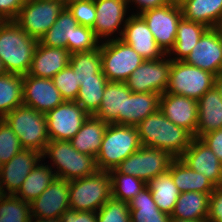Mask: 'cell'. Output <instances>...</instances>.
I'll return each mask as SVG.
<instances>
[{"label":"cell","mask_w":222,"mask_h":222,"mask_svg":"<svg viewBox=\"0 0 222 222\" xmlns=\"http://www.w3.org/2000/svg\"><path fill=\"white\" fill-rule=\"evenodd\" d=\"M136 128L141 146L168 151L174 158H179L194 138L188 130L168 120L160 109L147 116Z\"/></svg>","instance_id":"1"},{"label":"cell","mask_w":222,"mask_h":222,"mask_svg":"<svg viewBox=\"0 0 222 222\" xmlns=\"http://www.w3.org/2000/svg\"><path fill=\"white\" fill-rule=\"evenodd\" d=\"M37 43L15 21H0V59L7 73L27 75Z\"/></svg>","instance_id":"2"},{"label":"cell","mask_w":222,"mask_h":222,"mask_svg":"<svg viewBox=\"0 0 222 222\" xmlns=\"http://www.w3.org/2000/svg\"><path fill=\"white\" fill-rule=\"evenodd\" d=\"M46 157L55 176L66 181L83 178L99 170L96 157L80 153L70 141L50 140L42 153V159L46 160Z\"/></svg>","instance_id":"3"},{"label":"cell","mask_w":222,"mask_h":222,"mask_svg":"<svg viewBox=\"0 0 222 222\" xmlns=\"http://www.w3.org/2000/svg\"><path fill=\"white\" fill-rule=\"evenodd\" d=\"M141 147L136 126L111 123L103 136L96 156L99 170L109 172L115 169L129 155Z\"/></svg>","instance_id":"4"},{"label":"cell","mask_w":222,"mask_h":222,"mask_svg":"<svg viewBox=\"0 0 222 222\" xmlns=\"http://www.w3.org/2000/svg\"><path fill=\"white\" fill-rule=\"evenodd\" d=\"M112 198V180L107 171L69 181L70 210L97 212Z\"/></svg>","instance_id":"5"},{"label":"cell","mask_w":222,"mask_h":222,"mask_svg":"<svg viewBox=\"0 0 222 222\" xmlns=\"http://www.w3.org/2000/svg\"><path fill=\"white\" fill-rule=\"evenodd\" d=\"M3 119L16 133L24 149L37 150L41 154L44 152L50 141L44 113L21 105L9 112Z\"/></svg>","instance_id":"6"},{"label":"cell","mask_w":222,"mask_h":222,"mask_svg":"<svg viewBox=\"0 0 222 222\" xmlns=\"http://www.w3.org/2000/svg\"><path fill=\"white\" fill-rule=\"evenodd\" d=\"M102 72L108 81L125 82L145 59L121 39L100 42Z\"/></svg>","instance_id":"7"},{"label":"cell","mask_w":222,"mask_h":222,"mask_svg":"<svg viewBox=\"0 0 222 222\" xmlns=\"http://www.w3.org/2000/svg\"><path fill=\"white\" fill-rule=\"evenodd\" d=\"M216 76L201 68L186 64L184 61L171 62V70L166 89L167 93L199 100L215 86Z\"/></svg>","instance_id":"8"},{"label":"cell","mask_w":222,"mask_h":222,"mask_svg":"<svg viewBox=\"0 0 222 222\" xmlns=\"http://www.w3.org/2000/svg\"><path fill=\"white\" fill-rule=\"evenodd\" d=\"M65 7L66 0H26L14 21L39 41Z\"/></svg>","instance_id":"9"},{"label":"cell","mask_w":222,"mask_h":222,"mask_svg":"<svg viewBox=\"0 0 222 222\" xmlns=\"http://www.w3.org/2000/svg\"><path fill=\"white\" fill-rule=\"evenodd\" d=\"M174 159L168 151L141 146L115 169L119 173L132 175L148 183L156 176L168 172Z\"/></svg>","instance_id":"10"},{"label":"cell","mask_w":222,"mask_h":222,"mask_svg":"<svg viewBox=\"0 0 222 222\" xmlns=\"http://www.w3.org/2000/svg\"><path fill=\"white\" fill-rule=\"evenodd\" d=\"M140 16L153 33L157 45L168 54L175 45L178 24L183 18L180 4L172 0L169 4L147 10Z\"/></svg>","instance_id":"11"},{"label":"cell","mask_w":222,"mask_h":222,"mask_svg":"<svg viewBox=\"0 0 222 222\" xmlns=\"http://www.w3.org/2000/svg\"><path fill=\"white\" fill-rule=\"evenodd\" d=\"M94 3L96 20L92 29L96 38L100 42L120 39L132 10L127 0H94Z\"/></svg>","instance_id":"12"},{"label":"cell","mask_w":222,"mask_h":222,"mask_svg":"<svg viewBox=\"0 0 222 222\" xmlns=\"http://www.w3.org/2000/svg\"><path fill=\"white\" fill-rule=\"evenodd\" d=\"M172 60L165 54L160 59L145 60L125 81L127 87L135 93L166 92Z\"/></svg>","instance_id":"13"},{"label":"cell","mask_w":222,"mask_h":222,"mask_svg":"<svg viewBox=\"0 0 222 222\" xmlns=\"http://www.w3.org/2000/svg\"><path fill=\"white\" fill-rule=\"evenodd\" d=\"M45 116L49 139L70 141L89 114L75 101H64Z\"/></svg>","instance_id":"14"},{"label":"cell","mask_w":222,"mask_h":222,"mask_svg":"<svg viewBox=\"0 0 222 222\" xmlns=\"http://www.w3.org/2000/svg\"><path fill=\"white\" fill-rule=\"evenodd\" d=\"M188 65L214 74L222 73V31L220 27L208 28L186 57Z\"/></svg>","instance_id":"15"},{"label":"cell","mask_w":222,"mask_h":222,"mask_svg":"<svg viewBox=\"0 0 222 222\" xmlns=\"http://www.w3.org/2000/svg\"><path fill=\"white\" fill-rule=\"evenodd\" d=\"M29 205L31 218H61L64 212L70 210L69 181L55 177Z\"/></svg>","instance_id":"16"},{"label":"cell","mask_w":222,"mask_h":222,"mask_svg":"<svg viewBox=\"0 0 222 222\" xmlns=\"http://www.w3.org/2000/svg\"><path fill=\"white\" fill-rule=\"evenodd\" d=\"M64 101L52 79L23 76V105L46 114Z\"/></svg>","instance_id":"17"},{"label":"cell","mask_w":222,"mask_h":222,"mask_svg":"<svg viewBox=\"0 0 222 222\" xmlns=\"http://www.w3.org/2000/svg\"><path fill=\"white\" fill-rule=\"evenodd\" d=\"M189 168L202 173L215 186H222V163L200 138L194 137L179 157Z\"/></svg>","instance_id":"18"},{"label":"cell","mask_w":222,"mask_h":222,"mask_svg":"<svg viewBox=\"0 0 222 222\" xmlns=\"http://www.w3.org/2000/svg\"><path fill=\"white\" fill-rule=\"evenodd\" d=\"M42 159L37 150L23 149L0 169V184L6 195H15L35 165Z\"/></svg>","instance_id":"19"},{"label":"cell","mask_w":222,"mask_h":222,"mask_svg":"<svg viewBox=\"0 0 222 222\" xmlns=\"http://www.w3.org/2000/svg\"><path fill=\"white\" fill-rule=\"evenodd\" d=\"M120 39L130 45L145 60H156L165 55L140 15L131 14L129 16Z\"/></svg>","instance_id":"20"},{"label":"cell","mask_w":222,"mask_h":222,"mask_svg":"<svg viewBox=\"0 0 222 222\" xmlns=\"http://www.w3.org/2000/svg\"><path fill=\"white\" fill-rule=\"evenodd\" d=\"M160 111L175 125L185 128L196 137L198 101L172 93L160 96Z\"/></svg>","instance_id":"21"},{"label":"cell","mask_w":222,"mask_h":222,"mask_svg":"<svg viewBox=\"0 0 222 222\" xmlns=\"http://www.w3.org/2000/svg\"><path fill=\"white\" fill-rule=\"evenodd\" d=\"M70 55L66 48L45 46L38 41L27 74L52 79L53 76L69 65Z\"/></svg>","instance_id":"22"},{"label":"cell","mask_w":222,"mask_h":222,"mask_svg":"<svg viewBox=\"0 0 222 222\" xmlns=\"http://www.w3.org/2000/svg\"><path fill=\"white\" fill-rule=\"evenodd\" d=\"M131 93L125 82L108 81L100 107L94 116L108 124H123L125 95Z\"/></svg>","instance_id":"23"},{"label":"cell","mask_w":222,"mask_h":222,"mask_svg":"<svg viewBox=\"0 0 222 222\" xmlns=\"http://www.w3.org/2000/svg\"><path fill=\"white\" fill-rule=\"evenodd\" d=\"M222 128V97L214 86L198 100L196 138Z\"/></svg>","instance_id":"24"},{"label":"cell","mask_w":222,"mask_h":222,"mask_svg":"<svg viewBox=\"0 0 222 222\" xmlns=\"http://www.w3.org/2000/svg\"><path fill=\"white\" fill-rule=\"evenodd\" d=\"M179 4L186 20L204 24L208 28L222 24V0H181Z\"/></svg>","instance_id":"25"},{"label":"cell","mask_w":222,"mask_h":222,"mask_svg":"<svg viewBox=\"0 0 222 222\" xmlns=\"http://www.w3.org/2000/svg\"><path fill=\"white\" fill-rule=\"evenodd\" d=\"M159 93L145 92L125 95L123 125L137 126L147 116L159 110Z\"/></svg>","instance_id":"26"},{"label":"cell","mask_w":222,"mask_h":222,"mask_svg":"<svg viewBox=\"0 0 222 222\" xmlns=\"http://www.w3.org/2000/svg\"><path fill=\"white\" fill-rule=\"evenodd\" d=\"M107 127L108 123L94 115H89L70 142L80 153L96 157Z\"/></svg>","instance_id":"27"},{"label":"cell","mask_w":222,"mask_h":222,"mask_svg":"<svg viewBox=\"0 0 222 222\" xmlns=\"http://www.w3.org/2000/svg\"><path fill=\"white\" fill-rule=\"evenodd\" d=\"M180 193L199 192L211 193L215 186L202 173L189 168L180 158H175L168 171Z\"/></svg>","instance_id":"28"},{"label":"cell","mask_w":222,"mask_h":222,"mask_svg":"<svg viewBox=\"0 0 222 222\" xmlns=\"http://www.w3.org/2000/svg\"><path fill=\"white\" fill-rule=\"evenodd\" d=\"M207 29L204 24L182 18L178 24L175 45L168 57L173 61H184Z\"/></svg>","instance_id":"29"},{"label":"cell","mask_w":222,"mask_h":222,"mask_svg":"<svg viewBox=\"0 0 222 222\" xmlns=\"http://www.w3.org/2000/svg\"><path fill=\"white\" fill-rule=\"evenodd\" d=\"M44 161L45 160L41 159L31 170L15 194L16 197L30 204L39 197L55 179L56 176L53 169Z\"/></svg>","instance_id":"30"},{"label":"cell","mask_w":222,"mask_h":222,"mask_svg":"<svg viewBox=\"0 0 222 222\" xmlns=\"http://www.w3.org/2000/svg\"><path fill=\"white\" fill-rule=\"evenodd\" d=\"M210 194L194 191L180 193L170 217L184 220L208 219Z\"/></svg>","instance_id":"31"},{"label":"cell","mask_w":222,"mask_h":222,"mask_svg":"<svg viewBox=\"0 0 222 222\" xmlns=\"http://www.w3.org/2000/svg\"><path fill=\"white\" fill-rule=\"evenodd\" d=\"M128 205L131 222H170V215L158 209L148 186L134 196Z\"/></svg>","instance_id":"32"},{"label":"cell","mask_w":222,"mask_h":222,"mask_svg":"<svg viewBox=\"0 0 222 222\" xmlns=\"http://www.w3.org/2000/svg\"><path fill=\"white\" fill-rule=\"evenodd\" d=\"M147 186L151 190L152 198L158 209L171 216L180 195L172 175L169 172L158 175L150 180Z\"/></svg>","instance_id":"33"},{"label":"cell","mask_w":222,"mask_h":222,"mask_svg":"<svg viewBox=\"0 0 222 222\" xmlns=\"http://www.w3.org/2000/svg\"><path fill=\"white\" fill-rule=\"evenodd\" d=\"M78 25L73 14L65 7L58 15L56 22L40 38L39 42L45 46L67 49V41H72L74 29Z\"/></svg>","instance_id":"34"},{"label":"cell","mask_w":222,"mask_h":222,"mask_svg":"<svg viewBox=\"0 0 222 222\" xmlns=\"http://www.w3.org/2000/svg\"><path fill=\"white\" fill-rule=\"evenodd\" d=\"M23 105V75H0V119Z\"/></svg>","instance_id":"35"},{"label":"cell","mask_w":222,"mask_h":222,"mask_svg":"<svg viewBox=\"0 0 222 222\" xmlns=\"http://www.w3.org/2000/svg\"><path fill=\"white\" fill-rule=\"evenodd\" d=\"M108 83L101 71L96 79L80 81V88L75 100L89 115H94L100 107L105 87Z\"/></svg>","instance_id":"36"},{"label":"cell","mask_w":222,"mask_h":222,"mask_svg":"<svg viewBox=\"0 0 222 222\" xmlns=\"http://www.w3.org/2000/svg\"><path fill=\"white\" fill-rule=\"evenodd\" d=\"M69 65L76 72L79 83L82 80L96 79V74L102 71L100 45L91 51L71 54Z\"/></svg>","instance_id":"37"},{"label":"cell","mask_w":222,"mask_h":222,"mask_svg":"<svg viewBox=\"0 0 222 222\" xmlns=\"http://www.w3.org/2000/svg\"><path fill=\"white\" fill-rule=\"evenodd\" d=\"M112 180V198L129 202L147 183L132 175L119 173L116 169L109 171Z\"/></svg>","instance_id":"38"},{"label":"cell","mask_w":222,"mask_h":222,"mask_svg":"<svg viewBox=\"0 0 222 222\" xmlns=\"http://www.w3.org/2000/svg\"><path fill=\"white\" fill-rule=\"evenodd\" d=\"M30 205L15 195L0 200V222H30Z\"/></svg>","instance_id":"39"},{"label":"cell","mask_w":222,"mask_h":222,"mask_svg":"<svg viewBox=\"0 0 222 222\" xmlns=\"http://www.w3.org/2000/svg\"><path fill=\"white\" fill-rule=\"evenodd\" d=\"M52 81L65 101L76 100L80 83L78 82L76 72L73 71L70 65L53 76Z\"/></svg>","instance_id":"40"},{"label":"cell","mask_w":222,"mask_h":222,"mask_svg":"<svg viewBox=\"0 0 222 222\" xmlns=\"http://www.w3.org/2000/svg\"><path fill=\"white\" fill-rule=\"evenodd\" d=\"M96 222H131L127 202L109 199L97 212Z\"/></svg>","instance_id":"41"},{"label":"cell","mask_w":222,"mask_h":222,"mask_svg":"<svg viewBox=\"0 0 222 222\" xmlns=\"http://www.w3.org/2000/svg\"><path fill=\"white\" fill-rule=\"evenodd\" d=\"M22 147L18 136L6 123L0 119V161L2 164L7 163L17 153L21 152Z\"/></svg>","instance_id":"42"},{"label":"cell","mask_w":222,"mask_h":222,"mask_svg":"<svg viewBox=\"0 0 222 222\" xmlns=\"http://www.w3.org/2000/svg\"><path fill=\"white\" fill-rule=\"evenodd\" d=\"M100 41L90 27L78 25L73 32L72 41H67V50L70 54L91 51L96 49Z\"/></svg>","instance_id":"43"},{"label":"cell","mask_w":222,"mask_h":222,"mask_svg":"<svg viewBox=\"0 0 222 222\" xmlns=\"http://www.w3.org/2000/svg\"><path fill=\"white\" fill-rule=\"evenodd\" d=\"M66 7L73 14V17L79 25L93 28L96 20L94 1L66 0Z\"/></svg>","instance_id":"44"},{"label":"cell","mask_w":222,"mask_h":222,"mask_svg":"<svg viewBox=\"0 0 222 222\" xmlns=\"http://www.w3.org/2000/svg\"><path fill=\"white\" fill-rule=\"evenodd\" d=\"M208 222H222V186L215 187L209 196Z\"/></svg>","instance_id":"45"},{"label":"cell","mask_w":222,"mask_h":222,"mask_svg":"<svg viewBox=\"0 0 222 222\" xmlns=\"http://www.w3.org/2000/svg\"><path fill=\"white\" fill-rule=\"evenodd\" d=\"M26 0H0V21H14Z\"/></svg>","instance_id":"46"},{"label":"cell","mask_w":222,"mask_h":222,"mask_svg":"<svg viewBox=\"0 0 222 222\" xmlns=\"http://www.w3.org/2000/svg\"><path fill=\"white\" fill-rule=\"evenodd\" d=\"M172 0H127L128 6L133 5L134 9L131 14L140 15L147 10L162 7L169 4ZM136 10V12H134Z\"/></svg>","instance_id":"47"},{"label":"cell","mask_w":222,"mask_h":222,"mask_svg":"<svg viewBox=\"0 0 222 222\" xmlns=\"http://www.w3.org/2000/svg\"><path fill=\"white\" fill-rule=\"evenodd\" d=\"M200 139L208 145L222 163V128L204 134Z\"/></svg>","instance_id":"48"},{"label":"cell","mask_w":222,"mask_h":222,"mask_svg":"<svg viewBox=\"0 0 222 222\" xmlns=\"http://www.w3.org/2000/svg\"><path fill=\"white\" fill-rule=\"evenodd\" d=\"M61 222H96V212L69 210L62 214Z\"/></svg>","instance_id":"49"},{"label":"cell","mask_w":222,"mask_h":222,"mask_svg":"<svg viewBox=\"0 0 222 222\" xmlns=\"http://www.w3.org/2000/svg\"><path fill=\"white\" fill-rule=\"evenodd\" d=\"M30 222H61L60 218H31Z\"/></svg>","instance_id":"50"},{"label":"cell","mask_w":222,"mask_h":222,"mask_svg":"<svg viewBox=\"0 0 222 222\" xmlns=\"http://www.w3.org/2000/svg\"><path fill=\"white\" fill-rule=\"evenodd\" d=\"M215 87L219 91L221 97H222V73L219 74L215 79Z\"/></svg>","instance_id":"51"},{"label":"cell","mask_w":222,"mask_h":222,"mask_svg":"<svg viewBox=\"0 0 222 222\" xmlns=\"http://www.w3.org/2000/svg\"><path fill=\"white\" fill-rule=\"evenodd\" d=\"M170 222H208L207 219H198V220H184L178 218H171Z\"/></svg>","instance_id":"52"},{"label":"cell","mask_w":222,"mask_h":222,"mask_svg":"<svg viewBox=\"0 0 222 222\" xmlns=\"http://www.w3.org/2000/svg\"><path fill=\"white\" fill-rule=\"evenodd\" d=\"M5 73H7V72H6L5 68H4L2 60L0 59V75H3Z\"/></svg>","instance_id":"53"},{"label":"cell","mask_w":222,"mask_h":222,"mask_svg":"<svg viewBox=\"0 0 222 222\" xmlns=\"http://www.w3.org/2000/svg\"><path fill=\"white\" fill-rule=\"evenodd\" d=\"M5 196H6V194H5L4 190H3V187L0 184V200H2Z\"/></svg>","instance_id":"54"}]
</instances>
